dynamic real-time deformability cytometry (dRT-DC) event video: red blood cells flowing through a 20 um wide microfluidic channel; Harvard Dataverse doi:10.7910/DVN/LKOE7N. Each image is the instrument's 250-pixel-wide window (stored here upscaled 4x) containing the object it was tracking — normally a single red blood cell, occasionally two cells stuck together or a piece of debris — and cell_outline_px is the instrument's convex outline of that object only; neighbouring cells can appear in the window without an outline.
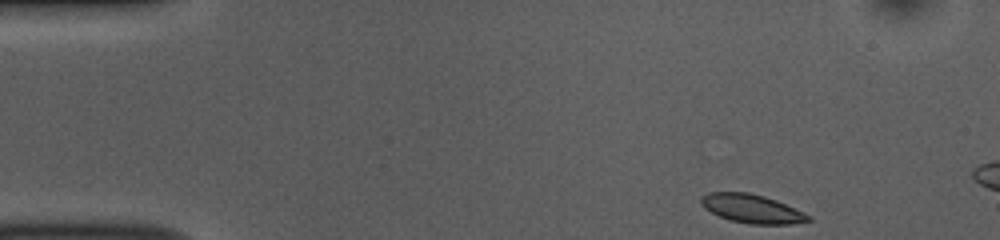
{"species": "common noctule bat (a hibernating species)", "species_latin": "Nyctalus noctula", "temperature_condition": "room temperature", "stored_images_in_passage": 8, "camera_frame_rate_fps": 3000, "um_per_image_px": 0.085, "animal": {"sex": "female", "body_mass_g": 10.0, "forearm_length_mm": 53.1}, "frame": {"image": 1, "passage_image": 1, "time_ms": 0.0, "image_size_px": [1000, 240], "cell_outline_px": [[812, 220], [788, 224], [752, 224], [732, 220], [720, 216], [704, 208], [700, 204], [700, 200], [708, 192], [748, 192], [764, 196], [776, 200], [812, 216]], "centroid_in_image_um": [63.91, 17.73], "position_along_channel_um": 21.1, "area_um2": 17.69}}